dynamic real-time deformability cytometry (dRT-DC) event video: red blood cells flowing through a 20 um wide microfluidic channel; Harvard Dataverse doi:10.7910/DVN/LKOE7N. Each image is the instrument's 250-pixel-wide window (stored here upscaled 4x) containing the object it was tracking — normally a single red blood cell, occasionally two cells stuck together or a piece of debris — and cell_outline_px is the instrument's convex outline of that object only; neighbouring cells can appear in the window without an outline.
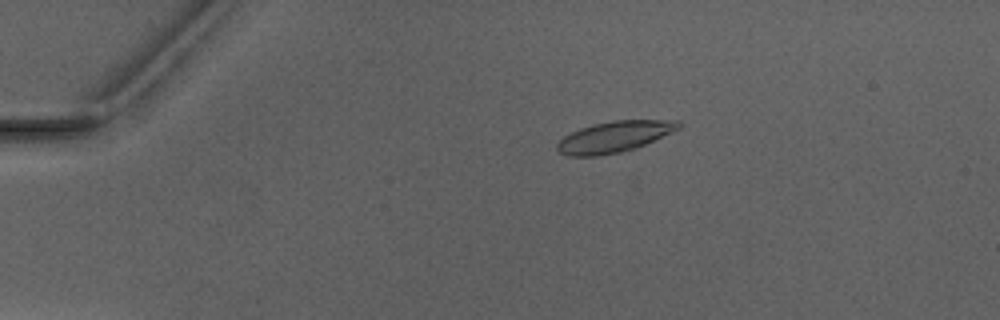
{"species": "Egyptian fruit bat (a non-hibernating species)", "species_latin": "Rousettus aegyptiacus", "temperature_condition": "warm", "stored_images_in_passage": 5, "camera_frame_rate_fps": 3000, "um_per_image_px": 0.085, "animal": {"sex": "male"}, "frame": {"image": 1, "passage_image": 4, "time_ms": 3.667, "image_size_px": [1000, 320], "cell_outline_px": [[684, 124], [680, 128], [672, 132], [636, 148], [620, 152], [596, 156], [568, 156], [560, 152], [556, 148], [556, 144], [564, 136], [580, 128], [612, 120], [680, 120]], "centroid_in_image_um": [52.25, 11.62], "position_along_channel_um": 32.8, "area_um2": 21.91}}